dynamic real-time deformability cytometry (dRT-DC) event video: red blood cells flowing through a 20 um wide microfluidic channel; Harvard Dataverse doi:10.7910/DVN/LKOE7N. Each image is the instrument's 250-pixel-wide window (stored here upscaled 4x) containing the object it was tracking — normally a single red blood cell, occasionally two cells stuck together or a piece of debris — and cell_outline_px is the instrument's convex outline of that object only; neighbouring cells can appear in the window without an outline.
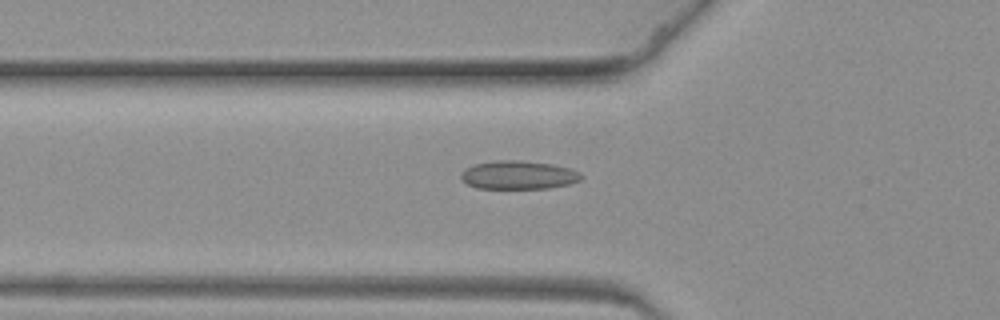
{"species": "common noctule bat (a hibernating species)", "species_latin": "Nyctalus noctula", "temperature_condition": "warm", "stored_images_in_passage": 47, "camera_frame_rate_fps": 3000, "um_per_image_px": 0.085, "animal": {"sex": "female", "body_mass_g": 19.3, "forearm_length_mm": 54.1}, "frame": {"image": 1, "passage_image": 7, "time_ms": 2.0, "image_size_px": [1000, 320], "cell_outline_px": [[584, 176], [580, 180], [568, 184], [548, 188], [476, 188], [460, 180], [460, 172], [464, 168], [472, 164], [496, 160], [520, 160], [552, 164], [572, 168], [580, 172]], "centroid_in_image_um": [44.04, 14.86], "position_along_channel_um": 81.8, "area_um2": 20.23}}
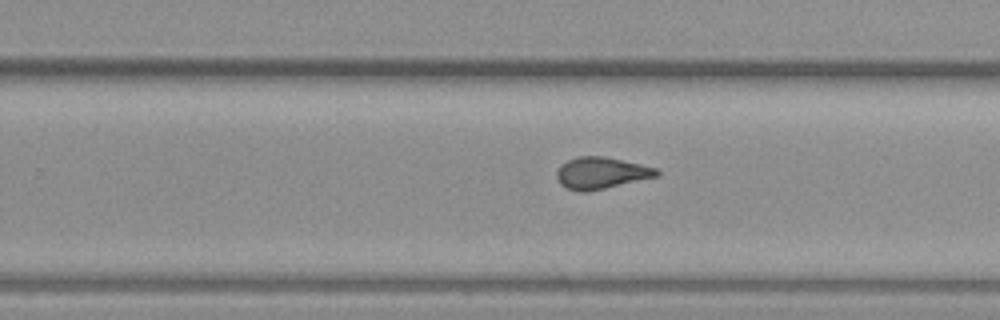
{"frame": {"image": 2, "passage_image": 25, "time_ms": 8.0, "image_size_px": [1000, 320], "cell_outline_px": [[660, 176], [588, 192], [576, 192], [560, 184], [556, 176], [556, 172], [560, 164], [576, 156], [604, 156], [640, 164], [656, 168], [660, 172]], "centroid_in_image_um": [51.09, 14.71], "position_along_channel_um": 278.7, "area_um2": 18.67}}
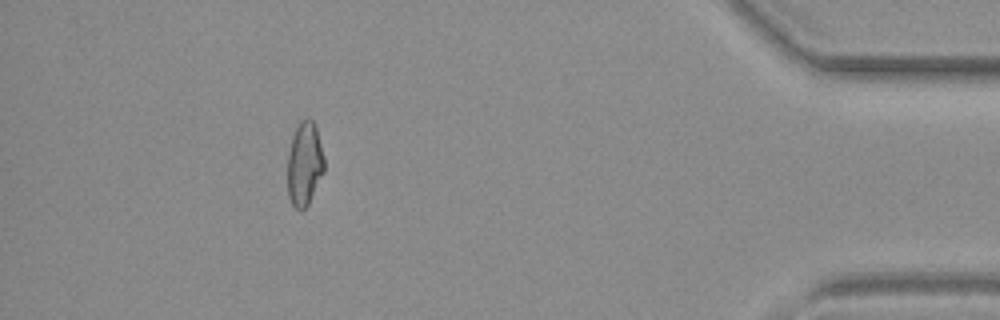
{"frame": {"image": 3, "passage_image": 42, "time_ms": 13.667, "image_size_px": [1000, 320], "cell_outline_px": [[324, 172], [308, 204], [300, 212], [292, 204], [288, 196], [288, 152], [292, 136], [300, 120], [308, 116], [316, 124], [324, 156]], "centroid_in_image_um": [25.89, 13.89], "position_along_channel_um": 409.3, "area_um2": 18.15}}